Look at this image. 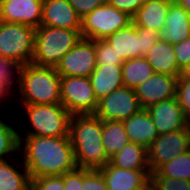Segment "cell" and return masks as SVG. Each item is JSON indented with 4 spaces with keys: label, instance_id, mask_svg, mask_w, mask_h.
<instances>
[{
    "label": "cell",
    "instance_id": "1",
    "mask_svg": "<svg viewBox=\"0 0 190 190\" xmlns=\"http://www.w3.org/2000/svg\"><path fill=\"white\" fill-rule=\"evenodd\" d=\"M19 151L30 178L64 175L76 166L69 136L41 137L19 134Z\"/></svg>",
    "mask_w": 190,
    "mask_h": 190
},
{
    "label": "cell",
    "instance_id": "2",
    "mask_svg": "<svg viewBox=\"0 0 190 190\" xmlns=\"http://www.w3.org/2000/svg\"><path fill=\"white\" fill-rule=\"evenodd\" d=\"M69 139L77 167L99 169L110 162L102 143V120L95 114L72 115Z\"/></svg>",
    "mask_w": 190,
    "mask_h": 190
},
{
    "label": "cell",
    "instance_id": "3",
    "mask_svg": "<svg viewBox=\"0 0 190 190\" xmlns=\"http://www.w3.org/2000/svg\"><path fill=\"white\" fill-rule=\"evenodd\" d=\"M18 92L21 103H61V76L53 67H41L32 63L21 66L18 73Z\"/></svg>",
    "mask_w": 190,
    "mask_h": 190
},
{
    "label": "cell",
    "instance_id": "4",
    "mask_svg": "<svg viewBox=\"0 0 190 190\" xmlns=\"http://www.w3.org/2000/svg\"><path fill=\"white\" fill-rule=\"evenodd\" d=\"M82 38L80 30L41 25L35 29L34 54L31 63L41 67H53Z\"/></svg>",
    "mask_w": 190,
    "mask_h": 190
},
{
    "label": "cell",
    "instance_id": "5",
    "mask_svg": "<svg viewBox=\"0 0 190 190\" xmlns=\"http://www.w3.org/2000/svg\"><path fill=\"white\" fill-rule=\"evenodd\" d=\"M30 122L25 136H69L72 114L61 104L21 103Z\"/></svg>",
    "mask_w": 190,
    "mask_h": 190
},
{
    "label": "cell",
    "instance_id": "6",
    "mask_svg": "<svg viewBox=\"0 0 190 190\" xmlns=\"http://www.w3.org/2000/svg\"><path fill=\"white\" fill-rule=\"evenodd\" d=\"M35 28L0 21V58L20 67L30 64L34 54Z\"/></svg>",
    "mask_w": 190,
    "mask_h": 190
},
{
    "label": "cell",
    "instance_id": "7",
    "mask_svg": "<svg viewBox=\"0 0 190 190\" xmlns=\"http://www.w3.org/2000/svg\"><path fill=\"white\" fill-rule=\"evenodd\" d=\"M132 23V17L106 3L96 7L81 19L82 38L105 40L119 29L126 28Z\"/></svg>",
    "mask_w": 190,
    "mask_h": 190
},
{
    "label": "cell",
    "instance_id": "8",
    "mask_svg": "<svg viewBox=\"0 0 190 190\" xmlns=\"http://www.w3.org/2000/svg\"><path fill=\"white\" fill-rule=\"evenodd\" d=\"M61 104L72 114H94L98 100L89 77H61Z\"/></svg>",
    "mask_w": 190,
    "mask_h": 190
},
{
    "label": "cell",
    "instance_id": "9",
    "mask_svg": "<svg viewBox=\"0 0 190 190\" xmlns=\"http://www.w3.org/2000/svg\"><path fill=\"white\" fill-rule=\"evenodd\" d=\"M190 150V124L185 129L161 134L147 148L150 172H156L163 164Z\"/></svg>",
    "mask_w": 190,
    "mask_h": 190
},
{
    "label": "cell",
    "instance_id": "10",
    "mask_svg": "<svg viewBox=\"0 0 190 190\" xmlns=\"http://www.w3.org/2000/svg\"><path fill=\"white\" fill-rule=\"evenodd\" d=\"M143 109L133 88L122 86L98 100L94 113L102 121H123Z\"/></svg>",
    "mask_w": 190,
    "mask_h": 190
},
{
    "label": "cell",
    "instance_id": "11",
    "mask_svg": "<svg viewBox=\"0 0 190 190\" xmlns=\"http://www.w3.org/2000/svg\"><path fill=\"white\" fill-rule=\"evenodd\" d=\"M96 66L95 40L81 38L55 69L61 77H90Z\"/></svg>",
    "mask_w": 190,
    "mask_h": 190
},
{
    "label": "cell",
    "instance_id": "12",
    "mask_svg": "<svg viewBox=\"0 0 190 190\" xmlns=\"http://www.w3.org/2000/svg\"><path fill=\"white\" fill-rule=\"evenodd\" d=\"M43 0H0V21L41 26Z\"/></svg>",
    "mask_w": 190,
    "mask_h": 190
},
{
    "label": "cell",
    "instance_id": "13",
    "mask_svg": "<svg viewBox=\"0 0 190 190\" xmlns=\"http://www.w3.org/2000/svg\"><path fill=\"white\" fill-rule=\"evenodd\" d=\"M177 81V77L154 73L149 79L134 88L141 107L147 109L163 100L176 97Z\"/></svg>",
    "mask_w": 190,
    "mask_h": 190
},
{
    "label": "cell",
    "instance_id": "14",
    "mask_svg": "<svg viewBox=\"0 0 190 190\" xmlns=\"http://www.w3.org/2000/svg\"><path fill=\"white\" fill-rule=\"evenodd\" d=\"M147 110L159 135L185 129L190 124L176 97L163 100Z\"/></svg>",
    "mask_w": 190,
    "mask_h": 190
},
{
    "label": "cell",
    "instance_id": "15",
    "mask_svg": "<svg viewBox=\"0 0 190 190\" xmlns=\"http://www.w3.org/2000/svg\"><path fill=\"white\" fill-rule=\"evenodd\" d=\"M41 25L80 30L81 18L68 0H43Z\"/></svg>",
    "mask_w": 190,
    "mask_h": 190
},
{
    "label": "cell",
    "instance_id": "16",
    "mask_svg": "<svg viewBox=\"0 0 190 190\" xmlns=\"http://www.w3.org/2000/svg\"><path fill=\"white\" fill-rule=\"evenodd\" d=\"M104 178L107 190H137L148 179L150 170H125L107 163L98 169Z\"/></svg>",
    "mask_w": 190,
    "mask_h": 190
},
{
    "label": "cell",
    "instance_id": "17",
    "mask_svg": "<svg viewBox=\"0 0 190 190\" xmlns=\"http://www.w3.org/2000/svg\"><path fill=\"white\" fill-rule=\"evenodd\" d=\"M190 37V14L175 1L170 4L165 27L159 31V38L172 45Z\"/></svg>",
    "mask_w": 190,
    "mask_h": 190
},
{
    "label": "cell",
    "instance_id": "18",
    "mask_svg": "<svg viewBox=\"0 0 190 190\" xmlns=\"http://www.w3.org/2000/svg\"><path fill=\"white\" fill-rule=\"evenodd\" d=\"M130 142L146 149L158 138L159 133L147 109H141L122 121Z\"/></svg>",
    "mask_w": 190,
    "mask_h": 190
},
{
    "label": "cell",
    "instance_id": "19",
    "mask_svg": "<svg viewBox=\"0 0 190 190\" xmlns=\"http://www.w3.org/2000/svg\"><path fill=\"white\" fill-rule=\"evenodd\" d=\"M172 0H145L132 16V23L159 32L165 27L166 15Z\"/></svg>",
    "mask_w": 190,
    "mask_h": 190
},
{
    "label": "cell",
    "instance_id": "20",
    "mask_svg": "<svg viewBox=\"0 0 190 190\" xmlns=\"http://www.w3.org/2000/svg\"><path fill=\"white\" fill-rule=\"evenodd\" d=\"M89 78L97 100L124 86L122 65H97Z\"/></svg>",
    "mask_w": 190,
    "mask_h": 190
},
{
    "label": "cell",
    "instance_id": "21",
    "mask_svg": "<svg viewBox=\"0 0 190 190\" xmlns=\"http://www.w3.org/2000/svg\"><path fill=\"white\" fill-rule=\"evenodd\" d=\"M145 58L155 73L179 78L181 68L174 54V45L168 41L159 39Z\"/></svg>",
    "mask_w": 190,
    "mask_h": 190
},
{
    "label": "cell",
    "instance_id": "22",
    "mask_svg": "<svg viewBox=\"0 0 190 190\" xmlns=\"http://www.w3.org/2000/svg\"><path fill=\"white\" fill-rule=\"evenodd\" d=\"M123 61L139 58V39H137V26L133 23L126 28L119 29L105 39Z\"/></svg>",
    "mask_w": 190,
    "mask_h": 190
},
{
    "label": "cell",
    "instance_id": "23",
    "mask_svg": "<svg viewBox=\"0 0 190 190\" xmlns=\"http://www.w3.org/2000/svg\"><path fill=\"white\" fill-rule=\"evenodd\" d=\"M111 165L125 170H150L147 149L133 142L126 144L110 158Z\"/></svg>",
    "mask_w": 190,
    "mask_h": 190
},
{
    "label": "cell",
    "instance_id": "24",
    "mask_svg": "<svg viewBox=\"0 0 190 190\" xmlns=\"http://www.w3.org/2000/svg\"><path fill=\"white\" fill-rule=\"evenodd\" d=\"M129 142L122 121H102V143L109 159Z\"/></svg>",
    "mask_w": 190,
    "mask_h": 190
},
{
    "label": "cell",
    "instance_id": "25",
    "mask_svg": "<svg viewBox=\"0 0 190 190\" xmlns=\"http://www.w3.org/2000/svg\"><path fill=\"white\" fill-rule=\"evenodd\" d=\"M154 73L153 67L145 57L129 59L122 64L123 85L129 88L134 89Z\"/></svg>",
    "mask_w": 190,
    "mask_h": 190
},
{
    "label": "cell",
    "instance_id": "26",
    "mask_svg": "<svg viewBox=\"0 0 190 190\" xmlns=\"http://www.w3.org/2000/svg\"><path fill=\"white\" fill-rule=\"evenodd\" d=\"M21 171L6 160L0 161V190H31V178L24 163Z\"/></svg>",
    "mask_w": 190,
    "mask_h": 190
},
{
    "label": "cell",
    "instance_id": "27",
    "mask_svg": "<svg viewBox=\"0 0 190 190\" xmlns=\"http://www.w3.org/2000/svg\"><path fill=\"white\" fill-rule=\"evenodd\" d=\"M157 172L163 177L190 181V150L163 164Z\"/></svg>",
    "mask_w": 190,
    "mask_h": 190
},
{
    "label": "cell",
    "instance_id": "28",
    "mask_svg": "<svg viewBox=\"0 0 190 190\" xmlns=\"http://www.w3.org/2000/svg\"><path fill=\"white\" fill-rule=\"evenodd\" d=\"M19 145V132L0 117V161L7 160L4 158L7 155L10 157L14 152H20Z\"/></svg>",
    "mask_w": 190,
    "mask_h": 190
},
{
    "label": "cell",
    "instance_id": "29",
    "mask_svg": "<svg viewBox=\"0 0 190 190\" xmlns=\"http://www.w3.org/2000/svg\"><path fill=\"white\" fill-rule=\"evenodd\" d=\"M20 66L13 60L0 58V94L7 99L14 90V82L18 80ZM16 80V81H15Z\"/></svg>",
    "mask_w": 190,
    "mask_h": 190
},
{
    "label": "cell",
    "instance_id": "30",
    "mask_svg": "<svg viewBox=\"0 0 190 190\" xmlns=\"http://www.w3.org/2000/svg\"><path fill=\"white\" fill-rule=\"evenodd\" d=\"M95 52L97 65H122L124 63L123 59L105 40H95Z\"/></svg>",
    "mask_w": 190,
    "mask_h": 190
},
{
    "label": "cell",
    "instance_id": "31",
    "mask_svg": "<svg viewBox=\"0 0 190 190\" xmlns=\"http://www.w3.org/2000/svg\"><path fill=\"white\" fill-rule=\"evenodd\" d=\"M158 190H190V181L161 176L157 171L150 174Z\"/></svg>",
    "mask_w": 190,
    "mask_h": 190
},
{
    "label": "cell",
    "instance_id": "32",
    "mask_svg": "<svg viewBox=\"0 0 190 190\" xmlns=\"http://www.w3.org/2000/svg\"><path fill=\"white\" fill-rule=\"evenodd\" d=\"M137 39H139V57H145L156 42L160 39L159 32L137 26Z\"/></svg>",
    "mask_w": 190,
    "mask_h": 190
},
{
    "label": "cell",
    "instance_id": "33",
    "mask_svg": "<svg viewBox=\"0 0 190 190\" xmlns=\"http://www.w3.org/2000/svg\"><path fill=\"white\" fill-rule=\"evenodd\" d=\"M31 190H64V175L33 178L31 179Z\"/></svg>",
    "mask_w": 190,
    "mask_h": 190
},
{
    "label": "cell",
    "instance_id": "34",
    "mask_svg": "<svg viewBox=\"0 0 190 190\" xmlns=\"http://www.w3.org/2000/svg\"><path fill=\"white\" fill-rule=\"evenodd\" d=\"M83 190H107L103 175L98 169L83 168Z\"/></svg>",
    "mask_w": 190,
    "mask_h": 190
},
{
    "label": "cell",
    "instance_id": "35",
    "mask_svg": "<svg viewBox=\"0 0 190 190\" xmlns=\"http://www.w3.org/2000/svg\"><path fill=\"white\" fill-rule=\"evenodd\" d=\"M176 98L183 113L190 120V79H178Z\"/></svg>",
    "mask_w": 190,
    "mask_h": 190
},
{
    "label": "cell",
    "instance_id": "36",
    "mask_svg": "<svg viewBox=\"0 0 190 190\" xmlns=\"http://www.w3.org/2000/svg\"><path fill=\"white\" fill-rule=\"evenodd\" d=\"M77 15L82 19L92 12L96 7L105 5L107 0H68Z\"/></svg>",
    "mask_w": 190,
    "mask_h": 190
},
{
    "label": "cell",
    "instance_id": "37",
    "mask_svg": "<svg viewBox=\"0 0 190 190\" xmlns=\"http://www.w3.org/2000/svg\"><path fill=\"white\" fill-rule=\"evenodd\" d=\"M64 190H83V168L76 167L64 174Z\"/></svg>",
    "mask_w": 190,
    "mask_h": 190
},
{
    "label": "cell",
    "instance_id": "38",
    "mask_svg": "<svg viewBox=\"0 0 190 190\" xmlns=\"http://www.w3.org/2000/svg\"><path fill=\"white\" fill-rule=\"evenodd\" d=\"M145 0H107V3L131 17L143 5Z\"/></svg>",
    "mask_w": 190,
    "mask_h": 190
},
{
    "label": "cell",
    "instance_id": "39",
    "mask_svg": "<svg viewBox=\"0 0 190 190\" xmlns=\"http://www.w3.org/2000/svg\"><path fill=\"white\" fill-rule=\"evenodd\" d=\"M174 54L180 68L190 62V37L174 45Z\"/></svg>",
    "mask_w": 190,
    "mask_h": 190
},
{
    "label": "cell",
    "instance_id": "40",
    "mask_svg": "<svg viewBox=\"0 0 190 190\" xmlns=\"http://www.w3.org/2000/svg\"><path fill=\"white\" fill-rule=\"evenodd\" d=\"M137 190H158L154 181L150 178Z\"/></svg>",
    "mask_w": 190,
    "mask_h": 190
},
{
    "label": "cell",
    "instance_id": "41",
    "mask_svg": "<svg viewBox=\"0 0 190 190\" xmlns=\"http://www.w3.org/2000/svg\"><path fill=\"white\" fill-rule=\"evenodd\" d=\"M178 79H190V62L181 68Z\"/></svg>",
    "mask_w": 190,
    "mask_h": 190
},
{
    "label": "cell",
    "instance_id": "42",
    "mask_svg": "<svg viewBox=\"0 0 190 190\" xmlns=\"http://www.w3.org/2000/svg\"><path fill=\"white\" fill-rule=\"evenodd\" d=\"M178 5L182 6L190 14V0H174Z\"/></svg>",
    "mask_w": 190,
    "mask_h": 190
},
{
    "label": "cell",
    "instance_id": "43",
    "mask_svg": "<svg viewBox=\"0 0 190 190\" xmlns=\"http://www.w3.org/2000/svg\"><path fill=\"white\" fill-rule=\"evenodd\" d=\"M2 100H6L1 94H0V102L2 101ZM1 104V103H0Z\"/></svg>",
    "mask_w": 190,
    "mask_h": 190
}]
</instances>
